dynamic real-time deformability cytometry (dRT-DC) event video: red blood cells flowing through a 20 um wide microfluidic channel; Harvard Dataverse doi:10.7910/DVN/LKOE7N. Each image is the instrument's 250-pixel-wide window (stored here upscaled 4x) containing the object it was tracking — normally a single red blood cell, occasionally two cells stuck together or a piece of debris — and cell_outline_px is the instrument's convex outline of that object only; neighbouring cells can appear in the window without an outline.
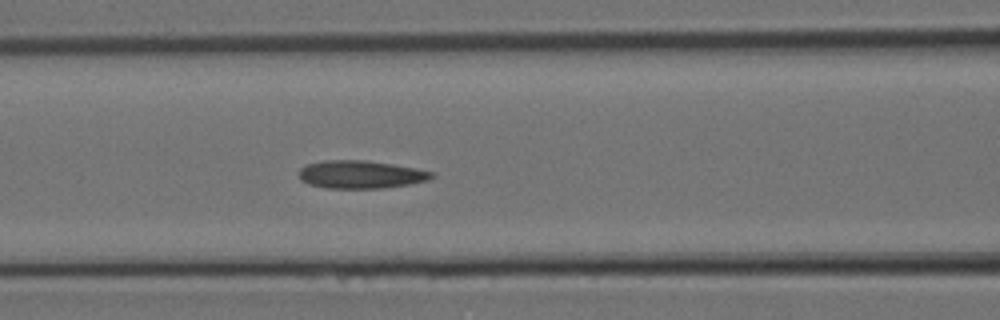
{"species": "Egyptian fruit bat (a non-hibernating species)", "species_latin": "Rousettus aegyptiacus", "temperature_condition": "room temperature", "stored_images_in_passage": 10, "segment_of_instrument_passage": [1, 2], "camera_frame_rate_fps": 3000, "um_per_image_px": 0.085, "animal": {"sex": "female"}, "frame": {"image": 1, "passage_image": 9, "time_ms": 2.667, "image_size_px": [1000, 320], "cell_outline_px": [[436, 176], [428, 180], [408, 184], [380, 188], [328, 188], [308, 184], [300, 180], [296, 172], [300, 168], [308, 164], [324, 160], [368, 160], [416, 168], [436, 172]], "centroid_in_image_um": [30.65, 14.82], "position_along_channel_um": 136.0, "area_um2": 21.79}}